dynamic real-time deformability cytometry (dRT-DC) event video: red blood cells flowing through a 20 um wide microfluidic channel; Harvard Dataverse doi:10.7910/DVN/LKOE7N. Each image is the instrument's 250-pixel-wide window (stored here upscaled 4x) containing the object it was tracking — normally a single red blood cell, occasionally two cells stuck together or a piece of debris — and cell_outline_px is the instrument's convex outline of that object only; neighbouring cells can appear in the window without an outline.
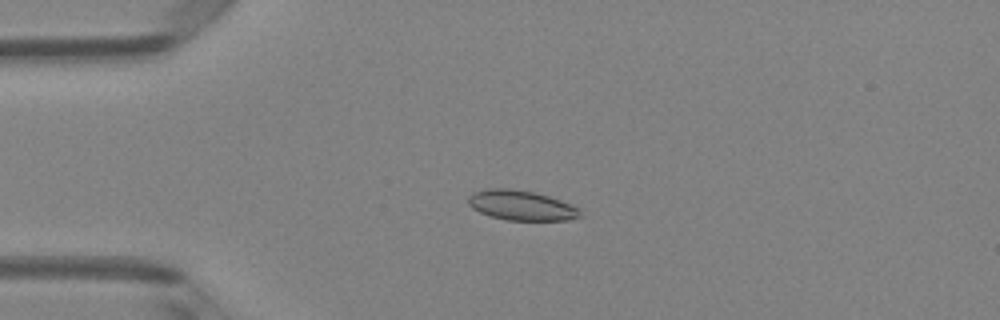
{"species": "Egyptian fruit bat (a non-hibernating species)", "species_latin": "Rousettus aegyptiacus", "temperature_condition": "room temperature", "stored_images_in_passage": 4, "camera_frame_rate_fps": 3000, "um_per_image_px": 0.085, "animal": {"sex": "female"}, "frame": {"image": 1, "passage_image": 4, "time_ms": 1.0, "image_size_px": [1000, 320], "cell_outline_px": [[580, 216], [568, 220], [508, 220], [492, 216], [480, 212], [472, 208], [468, 204], [468, 196], [472, 192], [488, 188], [508, 188], [536, 192], [572, 204], [580, 208]], "centroid_in_image_um": [44.3, 17.44], "position_along_channel_um": 40.7, "area_um2": 19.54}}